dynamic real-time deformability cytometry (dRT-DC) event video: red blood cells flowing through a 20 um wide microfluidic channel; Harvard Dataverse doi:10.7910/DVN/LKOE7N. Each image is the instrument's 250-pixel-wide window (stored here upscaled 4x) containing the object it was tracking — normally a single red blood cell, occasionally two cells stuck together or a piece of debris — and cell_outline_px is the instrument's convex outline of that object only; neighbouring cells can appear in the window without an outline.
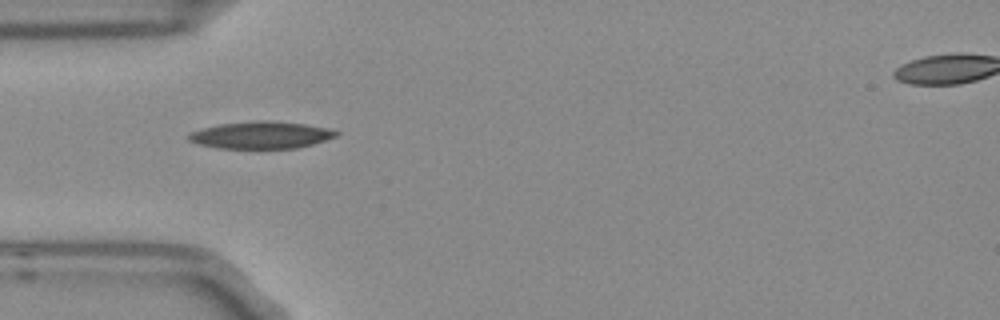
{"species": "Egyptian fruit bat (a non-hibernating species)", "species_latin": "Rousettus aegyptiacus", "temperature_condition": "room temperature", "stored_images_in_passage": 7, "camera_frame_rate_fps": 3000, "um_per_image_px": 0.085, "frame": {"image": 1, "passage_image": 5, "time_ms": 1.333, "image_size_px": [1000, 320], "cell_outline_px": [[340, 132], [336, 136], [312, 144], [296, 148], [220, 148], [200, 144], [188, 140], [188, 136], [192, 132], [204, 128], [220, 124], [252, 120], [268, 120], [304, 124], [328, 128]], "centroid_in_image_um": [22.2, 11.47], "position_along_channel_um": 62.8, "area_um2": 23.06}}
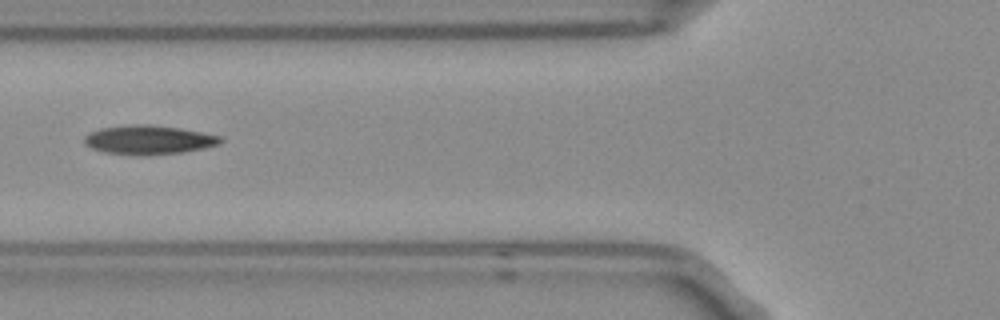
{"frame": {"image": 2, "passage_image": 6, "time_ms": 1.667, "image_size_px": [1000, 320], "cell_outline_px": [[224, 140], [216, 144], [200, 148], [180, 152], [104, 152], [92, 148], [84, 144], [84, 136], [100, 128], [136, 124], [148, 124], [180, 128], [220, 136]], "centroid_in_image_um": [12.61, 11.83], "position_along_channel_um": 113.2, "area_um2": 21.62}}